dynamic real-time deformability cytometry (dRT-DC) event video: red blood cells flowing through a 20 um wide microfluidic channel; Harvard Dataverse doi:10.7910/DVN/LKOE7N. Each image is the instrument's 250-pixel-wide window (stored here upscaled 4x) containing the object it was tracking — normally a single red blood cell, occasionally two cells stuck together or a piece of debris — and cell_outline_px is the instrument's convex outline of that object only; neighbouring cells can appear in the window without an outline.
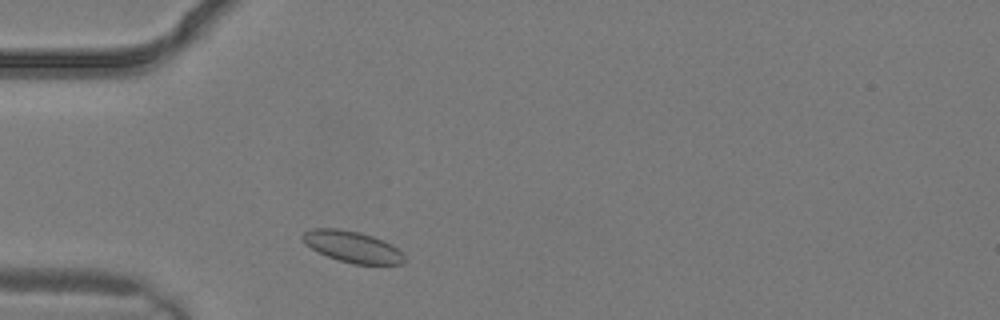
{"species": "common noctule bat (a hibernating species)", "species_latin": "Nyctalus noctula", "temperature_condition": "warm", "stored_images_in_passage": 4, "camera_frame_rate_fps": 3000, "um_per_image_px": 0.085, "animal": {"sex": "male", "body_mass_g": 19.2, "forearm_length_mm": 51.8}, "frame": {"image": 1, "passage_image": 4, "time_ms": 1.0, "image_size_px": [1000, 320], "cell_outline_px": [[404, 264], [352, 264], [328, 256], [304, 244], [300, 236], [308, 228], [340, 228], [360, 232], [384, 240], [392, 244], [404, 256]], "centroid_in_image_um": [29.92, 20.95], "position_along_channel_um": 55.1, "area_um2": 18.61}}